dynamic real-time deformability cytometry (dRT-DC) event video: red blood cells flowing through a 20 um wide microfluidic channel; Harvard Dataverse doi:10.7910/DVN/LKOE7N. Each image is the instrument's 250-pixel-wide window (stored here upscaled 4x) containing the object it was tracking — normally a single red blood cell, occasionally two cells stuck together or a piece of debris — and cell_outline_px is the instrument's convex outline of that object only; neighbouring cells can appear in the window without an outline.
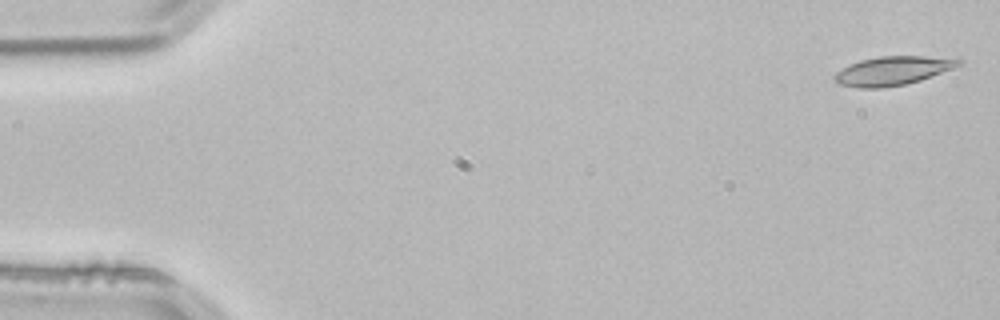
{"species": "common noctule bat (a hibernating species)", "species_latin": "Nyctalus noctula", "temperature_condition": "room temperature", "stored_images_in_passage": 50, "camera_frame_rate_fps": 3000, "um_per_image_px": 0.085, "animal": {"sex": "male", "body_mass_g": 21.5, "forearm_length_mm": 52.0}, "frame": {"image": 1, "passage_image": 1, "time_ms": 0.0, "image_size_px": [1000, 320], "cell_outline_px": [[964, 64], [920, 80], [904, 84], [880, 88], [860, 88], [840, 84], [832, 80], [832, 76], [836, 72], [848, 64], [860, 60], [880, 56], [924, 56], [964, 60]], "centroid_in_image_um": [75.83, 6.01], "position_along_channel_um": 9.2, "area_um2": 20.81}}
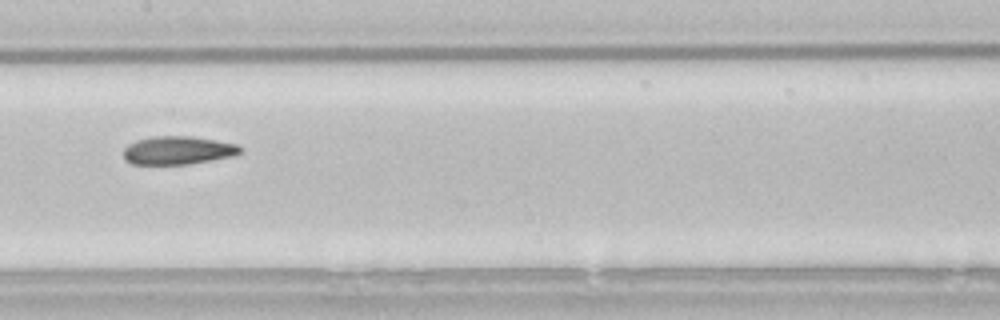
{"frame": {"image": 2, "passage_image": 26, "time_ms": 8.333, "image_size_px": [1000, 320], "cell_outline_px": [[244, 152], [232, 156], [188, 164], [132, 164], [124, 160], [124, 148], [128, 144], [136, 140], [152, 136], [192, 136], [216, 140], [236, 144], [244, 148]], "centroid_in_image_um": [15.13, 12.77], "position_along_channel_um": 192.3, "area_um2": 19.36}}
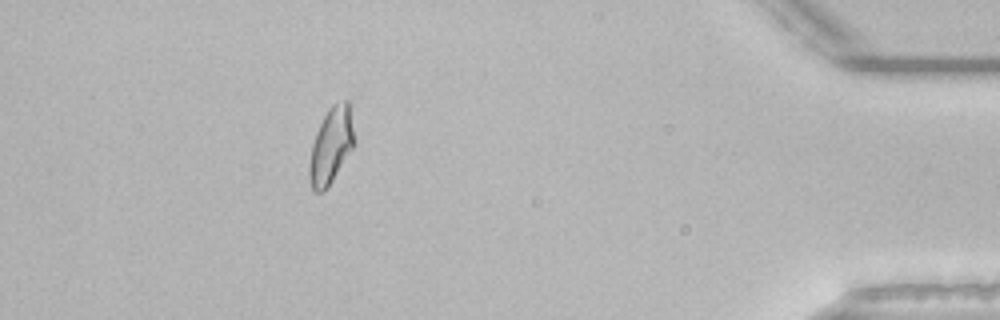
{"frame": {"image": 3, "passage_image": 47, "time_ms": 15.333, "image_size_px": [1000, 320], "cell_outline_px": [[352, 148], [328, 188], [324, 192], [316, 192], [312, 188], [308, 176], [308, 168], [312, 144], [316, 132], [328, 108], [332, 104], [344, 100], [348, 100], [352, 128]], "centroid_in_image_um": [28.09, 12.42], "position_along_channel_um": 407.1, "area_um2": 19.48}}